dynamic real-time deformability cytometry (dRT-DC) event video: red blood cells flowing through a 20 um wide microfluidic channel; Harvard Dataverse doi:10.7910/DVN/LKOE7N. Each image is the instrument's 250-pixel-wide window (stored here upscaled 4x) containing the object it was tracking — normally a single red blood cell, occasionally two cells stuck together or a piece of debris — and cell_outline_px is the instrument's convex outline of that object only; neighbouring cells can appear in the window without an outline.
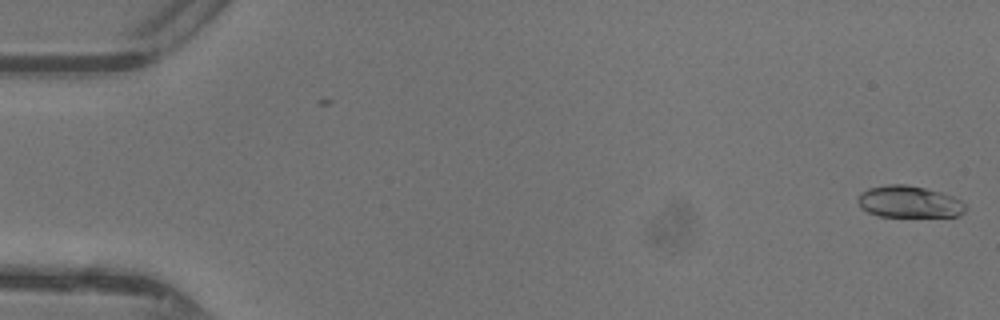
{"species": "common noctule bat (a hibernating species)", "species_latin": "Nyctalus noctula", "temperature_condition": "warm", "stored_images_in_passage": 4, "camera_frame_rate_fps": 3000, "um_per_image_px": 0.085, "animal": {"sex": "female"}, "frame": {"image": 1, "passage_image": 4, "time_ms": 1.0, "image_size_px": [1000, 320], "cell_outline_px": [[968, 208], [960, 216], [880, 216], [868, 212], [860, 208], [856, 200], [860, 192], [868, 188], [888, 184], [904, 184], [924, 188], [940, 192], [952, 196], [960, 200]], "centroid_in_image_um": [77.24, 17.15], "position_along_channel_um": 7.8, "area_um2": 20.0}}